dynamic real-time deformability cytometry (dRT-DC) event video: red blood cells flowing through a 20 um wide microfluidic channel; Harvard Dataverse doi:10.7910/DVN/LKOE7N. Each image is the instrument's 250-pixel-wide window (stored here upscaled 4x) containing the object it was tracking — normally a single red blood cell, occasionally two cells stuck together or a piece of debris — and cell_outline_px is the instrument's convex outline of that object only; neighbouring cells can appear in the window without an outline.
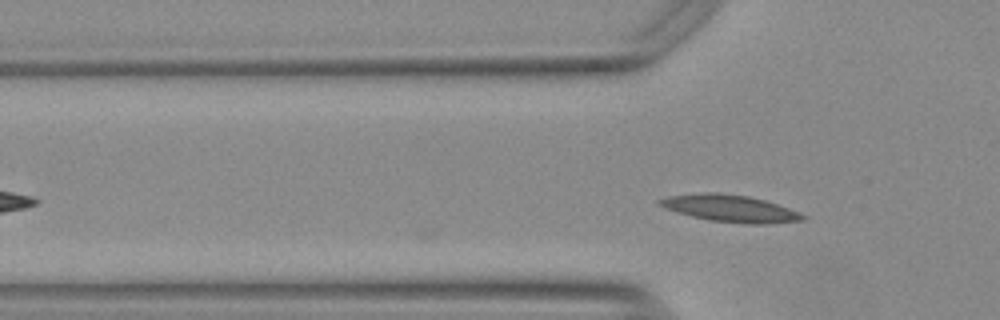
{"species": "Egyptian fruit bat (a non-hibernating species)", "species_latin": "Rousettus aegyptiacus", "temperature_condition": "warm", "stored_images_in_passage": 10, "camera_frame_rate_fps": 3000, "um_per_image_px": 0.085, "animal": {"sex": "female"}, "frame": {"image": 1, "passage_image": 10, "time_ms": 3.0, "image_size_px": [1000, 320], "cell_outline_px": [[808, 216], [804, 220], [760, 224], [744, 224], [708, 220], [676, 212], [664, 208], [656, 204], [656, 200], [668, 196], [704, 192], [720, 192], [748, 196], [764, 200], [800, 212]], "centroid_in_image_um": [62.02, 17.71], "position_along_channel_um": 63.8, "area_um2": 22.66}}